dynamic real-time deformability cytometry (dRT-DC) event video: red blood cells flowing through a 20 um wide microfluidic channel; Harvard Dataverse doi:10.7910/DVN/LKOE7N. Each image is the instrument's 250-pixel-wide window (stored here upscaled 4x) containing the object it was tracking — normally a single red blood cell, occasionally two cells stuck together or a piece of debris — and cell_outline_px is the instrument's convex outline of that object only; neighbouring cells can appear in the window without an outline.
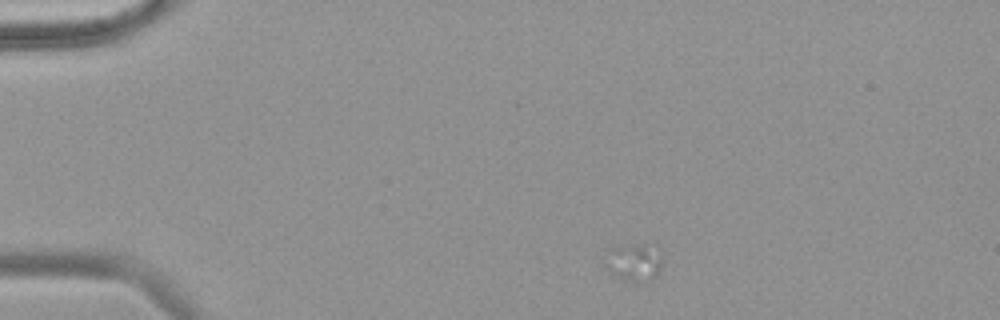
{"species": "common noctule bat (a hibernating species)", "species_latin": "Nyctalus noctula", "temperature_condition": "warm", "stored_images_in_passage": 14, "camera_frame_rate_fps": 3000, "um_per_image_px": 0.085, "animal": {"sex": "female", "body_mass_g": 18.4}, "frame": {"image": 1, "passage_image": 1, "time_ms": 0.0, "image_size_px": [1000, 320], "cell_outline_px": [[660, 268], [656, 276], [636, 280], [620, 280], [604, 264], [612, 248], [616, 244], [644, 244], [660, 252]], "centroid_in_image_um": [53.85, 22.24], "position_along_channel_um": 31.2, "area_um2": 11.91}}